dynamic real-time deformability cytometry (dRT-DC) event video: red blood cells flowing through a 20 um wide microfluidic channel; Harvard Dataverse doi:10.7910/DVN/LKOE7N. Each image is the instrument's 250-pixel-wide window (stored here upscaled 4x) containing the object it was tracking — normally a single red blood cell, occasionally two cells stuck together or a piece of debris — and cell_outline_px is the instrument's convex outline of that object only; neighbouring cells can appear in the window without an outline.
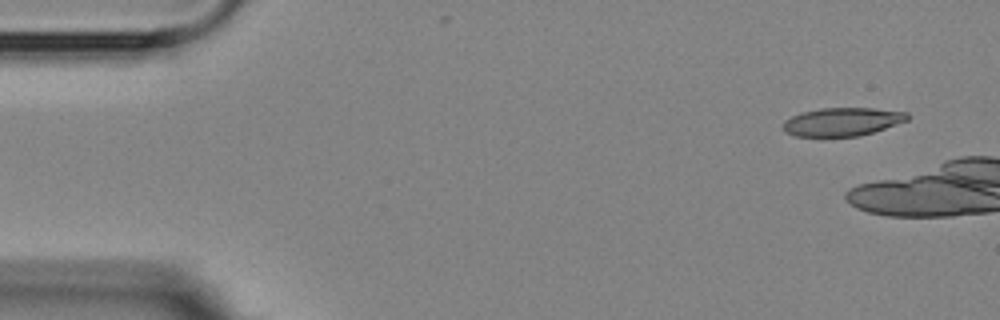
{"species": "Egyptian fruit bat (a non-hibernating species)", "species_latin": "Rousettus aegyptiacus", "temperature_condition": "room temperature", "stored_images_in_passage": 4, "segment_of_instrument_passage": [2, 2], "camera_frame_rate_fps": 3000, "um_per_image_px": 0.085, "animal": {"sex": "female"}, "frame": {"image": 1, "passage_image": 4, "time_ms": 4.667, "image_size_px": [1000, 320], "cell_outline_px": [[908, 120], [872, 132], [856, 136], [796, 136], [784, 132], [780, 128], [784, 120], [800, 112], [820, 108], [872, 108], [908, 112]], "centroid_in_image_um": [71.52, 10.34], "position_along_channel_um": 13.5, "area_um2": 20.52}}